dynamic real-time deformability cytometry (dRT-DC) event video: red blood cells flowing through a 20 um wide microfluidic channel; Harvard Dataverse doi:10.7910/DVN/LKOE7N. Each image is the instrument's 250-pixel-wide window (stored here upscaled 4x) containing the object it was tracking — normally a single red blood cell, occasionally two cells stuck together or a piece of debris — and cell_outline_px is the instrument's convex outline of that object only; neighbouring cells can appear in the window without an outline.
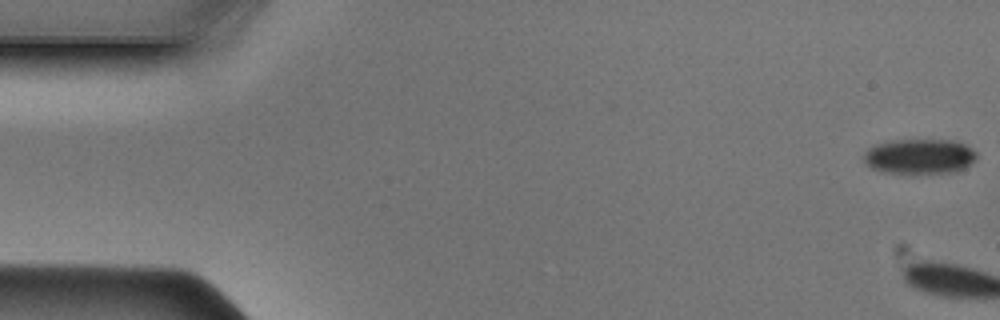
{"species": "Egyptian fruit bat (a non-hibernating species)", "species_latin": "Rousettus aegyptiacus", "temperature_condition": "cold", "stored_images_in_passage": 3, "camera_frame_rate_fps": 3000, "um_per_image_px": 0.085, "animal": {"sex": "male"}, "frame": {"image": 1, "passage_image": 1, "time_ms": 0.0, "image_size_px": [1000, 320], "cell_outline_px": [[976, 160], [972, 164], [956, 172], [884, 172], [872, 168], [864, 164], [864, 152], [868, 148], [876, 144], [892, 140], [956, 140], [972, 148], [976, 152]], "centroid_in_image_um": [78.17, 13.27], "position_along_channel_um": 6.8, "area_um2": 23.0}}